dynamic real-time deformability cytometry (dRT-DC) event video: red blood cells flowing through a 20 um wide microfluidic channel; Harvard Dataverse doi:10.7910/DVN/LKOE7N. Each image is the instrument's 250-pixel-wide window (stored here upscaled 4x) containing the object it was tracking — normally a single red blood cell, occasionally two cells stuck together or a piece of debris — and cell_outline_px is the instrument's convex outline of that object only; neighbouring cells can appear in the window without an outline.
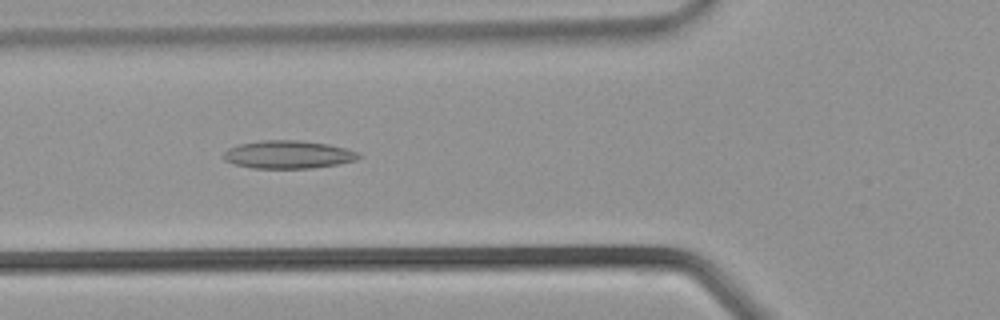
{"species": "common noctule bat (a hibernating species)", "species_latin": "Nyctalus noctula", "temperature_condition": "warm", "stored_images_in_passage": 34, "camera_frame_rate_fps": 3000, "um_per_image_px": 0.085, "animal": {"sex": "male", "body_mass_g": 21.5, "forearm_length_mm": 52.0}, "frame": {"image": 1, "passage_image": 12, "time_ms": 3.667, "image_size_px": [1000, 320], "cell_outline_px": [[364, 156], [356, 160], [336, 164], [312, 168], [252, 168], [232, 164], [224, 160], [220, 156], [228, 148], [240, 144], [260, 140], [296, 140], [328, 144], [348, 148], [360, 152]], "centroid_in_image_um": [24.49, 13.13], "position_along_channel_um": 101.3, "area_um2": 22.31}}
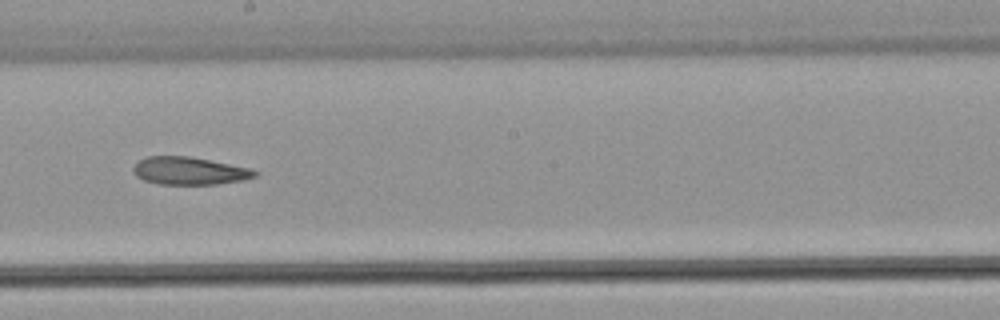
{"frame": {"image": 2, "passage_image": 19, "time_ms": 6.0, "image_size_px": [1000, 320], "cell_outline_px": [[260, 172], [256, 176], [244, 180], [216, 184], [160, 184], [144, 180], [136, 176], [132, 172], [132, 168], [140, 160], [148, 156], [188, 156], [252, 168]], "centroid_in_image_um": [16.12, 14.52], "position_along_channel_um": 232.1, "area_um2": 19.65}}
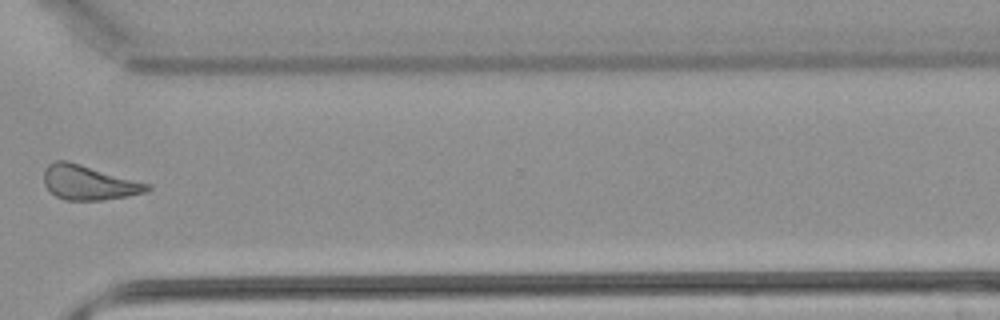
{"frame": {"image": 3, "passage_image": 26, "time_ms": 8.333, "image_size_px": [1000, 320], "cell_outline_px": [[152, 188], [144, 192], [128, 196], [100, 200], [64, 200], [56, 196], [44, 184], [44, 168], [48, 164], [56, 160], [68, 160], [152, 184]], "centroid_in_image_um": [7.55, 15.5], "position_along_channel_um": 363.0, "area_um2": 20.98}}